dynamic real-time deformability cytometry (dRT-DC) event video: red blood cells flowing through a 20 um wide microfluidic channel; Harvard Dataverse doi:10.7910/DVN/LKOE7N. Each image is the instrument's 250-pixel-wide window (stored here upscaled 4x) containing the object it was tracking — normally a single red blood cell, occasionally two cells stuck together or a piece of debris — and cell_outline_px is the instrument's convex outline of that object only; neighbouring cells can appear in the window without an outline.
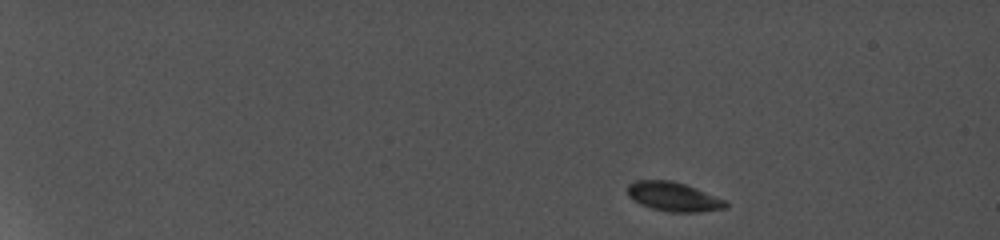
{"species": "common noctule bat (a hibernating species)", "species_latin": "Nyctalus noctula", "temperature_condition": "cold", "stored_images_in_passage": 9, "camera_frame_rate_fps": 5000, "um_per_image_px": 0.085, "animal": {"sex": "female", "body_mass_g": 19.0, "forearm_length_mm": 56.7}, "frame": {"image": 1, "passage_image": 1, "time_ms": 0.0, "image_size_px": [1000, 240], "cell_outline_px": [[728, 208], [700, 212], [668, 212], [652, 208], [640, 204], [632, 200], [628, 196], [628, 184], [636, 180], [668, 180], [684, 184], [724, 200], [728, 204]], "centroid_in_image_um": [57.21, 16.73], "position_along_channel_um": 27.8, "area_um2": 16.53}}
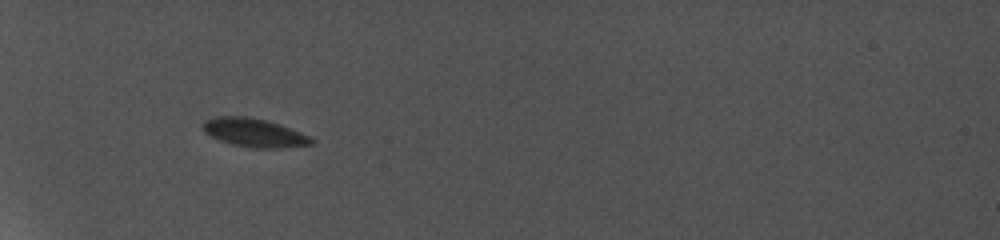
{"frame": {"image": 2, "passage_image": 6, "time_ms": 4.4, "image_size_px": [1000, 240], "cell_outline_px": [[316, 140], [312, 144], [280, 148], [256, 148], [232, 144], [220, 140], [204, 132], [204, 124], [208, 120], [220, 116], [240, 116], [264, 120], [288, 128], [308, 136]], "centroid_in_image_um": [21.62, 11.3], "position_along_channel_um": 63.4, "area_um2": 17.34}}
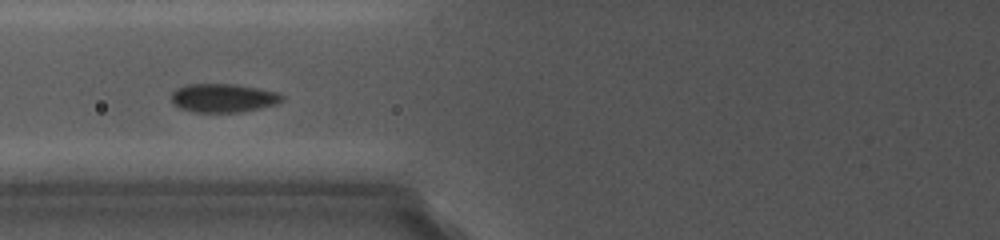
{"frame": {"image": 3, "passage_image": 8, "time_ms": 6.2, "image_size_px": [1000, 240], "cell_outline_px": [[284, 96], [276, 104], [260, 108], [240, 112], [196, 112], [180, 108], [172, 100], [172, 92], [188, 84], [228, 84], [276, 92]], "centroid_in_image_um": [18.96, 8.34], "position_along_channel_um": 106.8, "area_um2": 17.86}}